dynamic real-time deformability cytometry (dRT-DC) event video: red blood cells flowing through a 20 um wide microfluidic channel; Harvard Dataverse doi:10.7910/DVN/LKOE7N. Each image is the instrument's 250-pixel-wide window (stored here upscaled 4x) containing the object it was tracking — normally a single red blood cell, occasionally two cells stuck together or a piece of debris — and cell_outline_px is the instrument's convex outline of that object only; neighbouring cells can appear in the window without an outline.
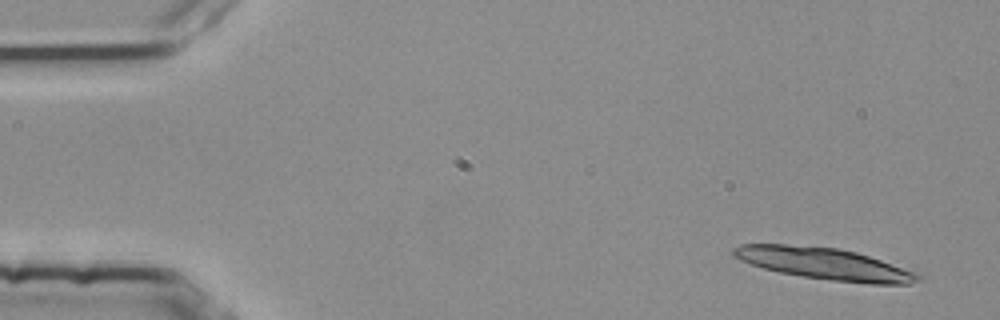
{"species": "common noctule bat (a hibernating species)", "species_latin": "Nyctalus noctula", "temperature_condition": "room temperature", "stored_images_in_passage": 4, "segment_of_instrument_passage": [2, 2], "camera_frame_rate_fps": 3000, "um_per_image_px": 0.085, "animal": {"sex": "female", "body_mass_g": 25.1}, "frame": {"image": 1, "passage_image": 4, "time_ms": 1.0, "image_size_px": [1000, 320], "cell_outline_px": [[920, 280], [908, 284], [868, 284], [832, 280], [804, 276], [780, 272], [764, 268], [740, 260], [732, 256], [732, 248], [740, 244], [784, 244], [840, 248], [856, 252], [916, 272], [920, 276]], "centroid_in_image_um": [70.05, 22.41], "position_along_channel_um": 14.9, "area_um2": 33.81}}